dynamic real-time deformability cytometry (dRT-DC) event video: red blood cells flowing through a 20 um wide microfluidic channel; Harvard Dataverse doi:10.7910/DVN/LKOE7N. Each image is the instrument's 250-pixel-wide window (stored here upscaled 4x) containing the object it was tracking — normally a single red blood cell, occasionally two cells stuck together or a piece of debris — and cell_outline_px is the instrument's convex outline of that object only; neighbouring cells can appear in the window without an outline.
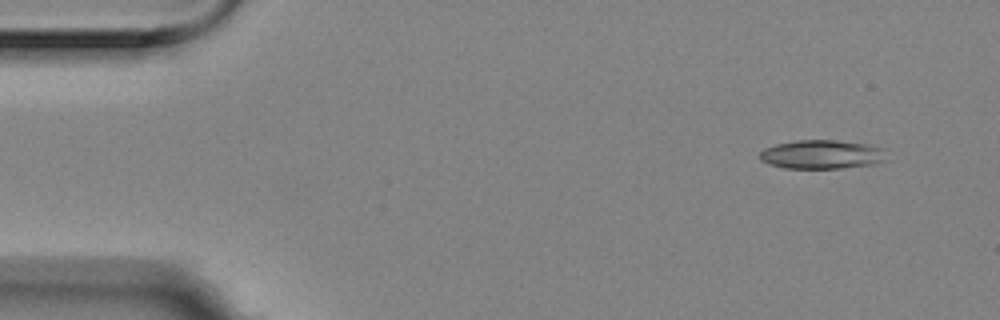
{"species": "Egyptian fruit bat (a non-hibernating species)", "species_latin": "Rousettus aegyptiacus", "temperature_condition": "room temperature", "stored_images_in_passage": 6, "camera_frame_rate_fps": 3000, "um_per_image_px": 0.085, "animal": {"sex": "female"}, "frame": {"image": 1, "passage_image": 2, "time_ms": 0.333, "image_size_px": [1000, 320], "cell_outline_px": [[892, 160], [876, 164], [844, 168], [784, 168], [768, 164], [760, 160], [760, 152], [764, 148], [776, 144], [796, 140], [836, 140], [868, 144], [884, 148]], "centroid_in_image_um": [69.96, 13.13], "position_along_channel_um": 15.0, "area_um2": 21.91}}
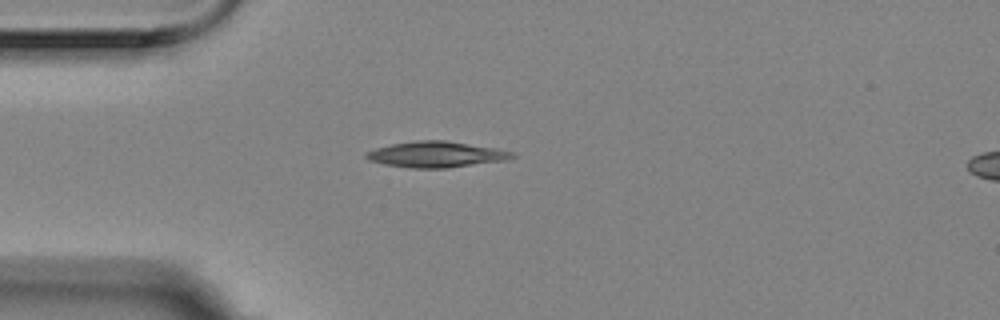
{"frame": {"image": 2, "passage_image": 5, "time_ms": 1.333, "image_size_px": [1000, 320], "cell_outline_px": [[516, 156], [508, 160], [448, 168], [408, 168], [384, 164], [368, 160], [364, 156], [368, 152], [376, 148], [392, 144], [420, 140], [444, 140], [496, 148], [516, 152]], "centroid_in_image_um": [37.12, 13.13], "position_along_channel_um": 47.9, "area_um2": 22.08}}